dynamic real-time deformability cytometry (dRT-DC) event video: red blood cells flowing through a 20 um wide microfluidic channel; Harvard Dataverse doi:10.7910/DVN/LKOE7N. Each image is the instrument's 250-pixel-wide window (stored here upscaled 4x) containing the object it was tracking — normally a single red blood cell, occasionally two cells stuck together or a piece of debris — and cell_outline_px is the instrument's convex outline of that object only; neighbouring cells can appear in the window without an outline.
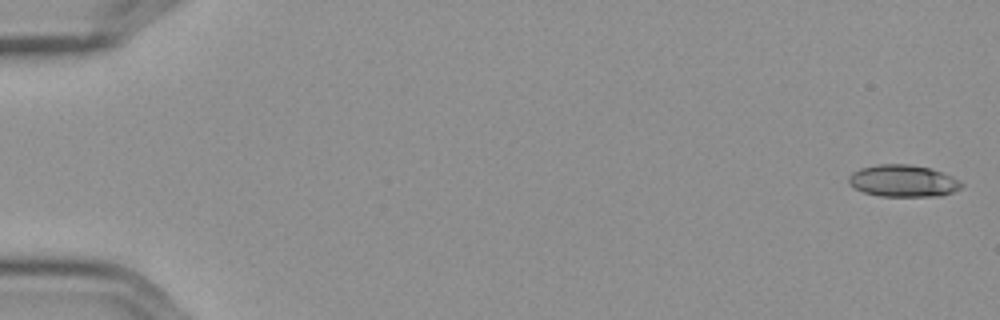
{"species": "Egyptian fruit bat (a non-hibernating species)", "species_latin": "Rousettus aegyptiacus", "temperature_condition": "cold", "stored_images_in_passage": 8, "camera_frame_rate_fps": 3000, "um_per_image_px": 0.085, "frame": {"image": 1, "passage_image": 1, "time_ms": 0.0, "image_size_px": [1000, 320], "cell_outline_px": [[964, 184], [960, 188], [952, 192], [940, 196], [880, 196], [864, 192], [848, 184], [848, 176], [852, 172], [860, 168], [876, 164], [908, 164], [928, 168], [952, 176], [960, 180]], "centroid_in_image_um": [76.74, 15.37], "position_along_channel_um": 8.3, "area_um2": 20.98}}
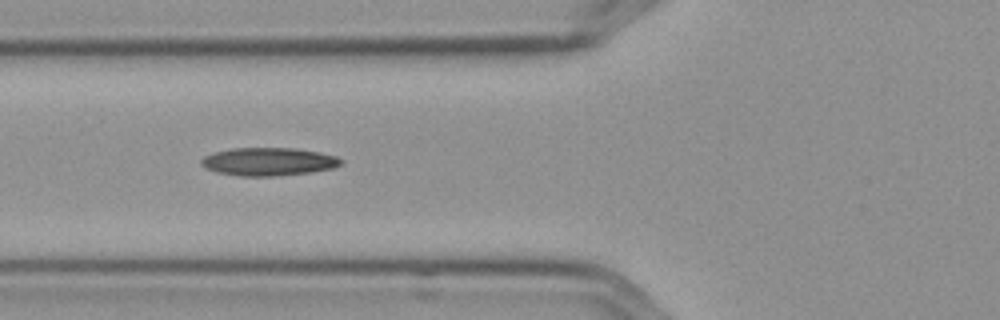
{"frame": {"image": 2, "passage_image": 7, "time_ms": 2.0, "image_size_px": [1000, 320], "cell_outline_px": [[344, 164], [332, 168], [312, 172], [276, 176], [240, 176], [216, 172], [204, 168], [200, 164], [200, 160], [204, 156], [212, 152], [232, 148], [296, 148], [320, 152], [336, 156], [344, 160]], "centroid_in_image_um": [22.82, 13.74], "position_along_channel_um": 103.0, "area_um2": 23.18}}
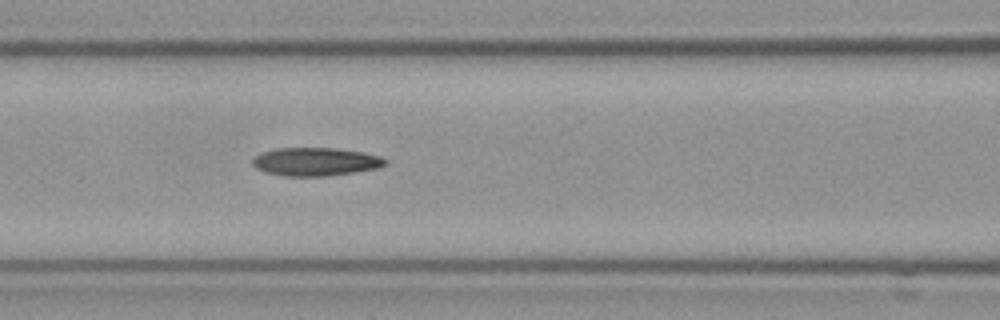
{"frame": {"image": 3, "passage_image": 8, "time_ms": 2.333, "image_size_px": [1000, 320], "cell_outline_px": [[388, 164], [380, 168], [356, 172], [328, 176], [284, 176], [264, 172], [256, 168], [252, 164], [252, 160], [260, 152], [276, 148], [336, 148], [364, 152], [380, 156], [388, 160]], "centroid_in_image_um": [26.85, 13.75], "position_along_channel_um": 139.7, "area_um2": 22.2}}